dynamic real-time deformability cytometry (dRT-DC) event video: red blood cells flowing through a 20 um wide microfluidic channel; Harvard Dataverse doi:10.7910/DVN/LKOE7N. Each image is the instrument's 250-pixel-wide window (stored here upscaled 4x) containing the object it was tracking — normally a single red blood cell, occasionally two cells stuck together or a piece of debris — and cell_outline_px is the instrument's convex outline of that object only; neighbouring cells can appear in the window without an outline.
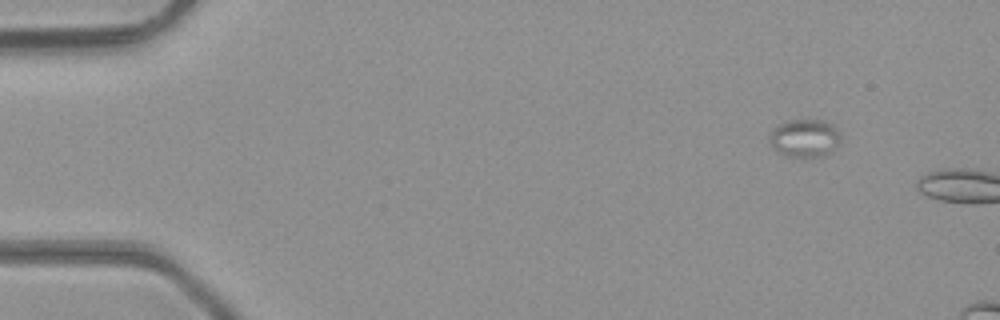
{"species": "common noctule bat (a hibernating species)", "species_latin": "Nyctalus noctula", "temperature_condition": "room temperature", "stored_images_in_passage": 2, "camera_frame_rate_fps": 3000, "um_per_image_px": 0.085, "animal": {"sex": "male", "body_mass_g": 23.1, "forearm_length_mm": 52.7}, "frame": {"image": 1, "passage_image": 1, "time_ms": 0.0, "image_size_px": [1000, 320], "cell_outline_px": [[840, 144], [828, 152], [816, 156], [784, 156], [776, 152], [768, 140], [768, 136], [772, 128], [780, 124], [792, 120], [820, 120], [832, 124], [836, 128], [840, 136]], "centroid_in_image_um": [68.34, 11.73], "position_along_channel_um": 16.7, "area_um2": 15.61}}